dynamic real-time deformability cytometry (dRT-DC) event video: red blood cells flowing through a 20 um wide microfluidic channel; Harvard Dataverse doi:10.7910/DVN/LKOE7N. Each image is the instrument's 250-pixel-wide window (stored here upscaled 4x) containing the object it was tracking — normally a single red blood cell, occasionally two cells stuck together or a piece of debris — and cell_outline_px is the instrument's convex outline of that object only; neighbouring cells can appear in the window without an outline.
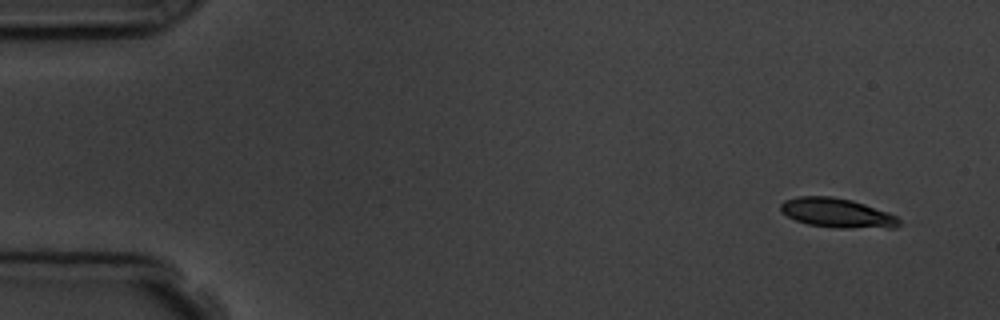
{"species": "common noctule bat (a hibernating species)", "species_latin": "Nyctalus noctula", "temperature_condition": "room temperature", "stored_images_in_passage": 5, "camera_frame_rate_fps": 3000, "um_per_image_px": 0.085, "animal": {"sex": "male", "body_mass_g": 19.5, "forearm_length_mm": 54.6}, "frame": {"image": 1, "passage_image": 1, "time_ms": 0.0, "image_size_px": [1000, 320], "cell_outline_px": [[900, 224], [896, 228], [836, 228], [808, 224], [796, 220], [780, 212], [780, 204], [784, 200], [796, 196], [832, 196], [852, 200], [888, 212], [896, 216], [900, 220]], "centroid_in_image_um": [71.14, 18.1], "position_along_channel_um": 13.9, "area_um2": 20.46}}